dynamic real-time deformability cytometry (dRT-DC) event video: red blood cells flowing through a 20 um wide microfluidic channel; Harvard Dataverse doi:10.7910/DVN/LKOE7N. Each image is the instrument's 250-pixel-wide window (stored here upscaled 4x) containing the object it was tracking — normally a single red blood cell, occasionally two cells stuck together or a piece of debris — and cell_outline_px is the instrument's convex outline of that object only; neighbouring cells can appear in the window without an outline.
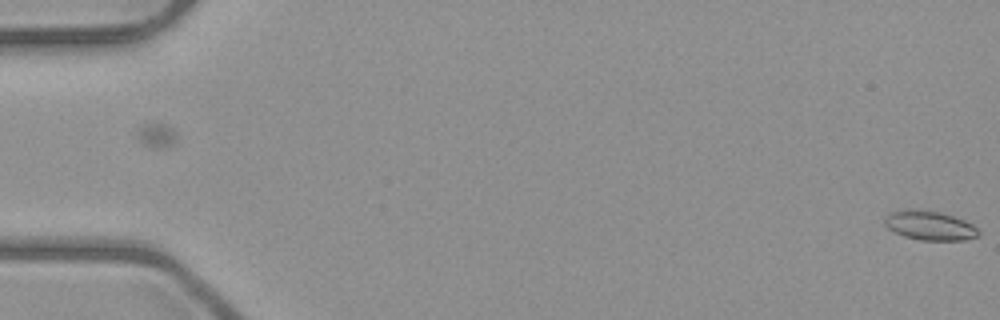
{"species": "common noctule bat (a hibernating species)", "species_latin": "Nyctalus noctula", "temperature_condition": "room temperature", "stored_images_in_passage": 3, "camera_frame_rate_fps": 3000, "um_per_image_px": 0.085, "animal": {"sex": "male", "body_mass_g": 23.1, "forearm_length_mm": 52.7}, "frame": {"image": 1, "passage_image": 3, "time_ms": 2.333, "image_size_px": [1000, 320], "cell_outline_px": [[980, 236], [964, 240], [920, 240], [904, 236], [888, 228], [884, 224], [884, 220], [888, 212], [908, 208], [940, 212], [964, 220], [972, 224], [980, 232]], "centroid_in_image_um": [79.01, 19.16], "position_along_channel_um": 6.0, "area_um2": 16.07}}